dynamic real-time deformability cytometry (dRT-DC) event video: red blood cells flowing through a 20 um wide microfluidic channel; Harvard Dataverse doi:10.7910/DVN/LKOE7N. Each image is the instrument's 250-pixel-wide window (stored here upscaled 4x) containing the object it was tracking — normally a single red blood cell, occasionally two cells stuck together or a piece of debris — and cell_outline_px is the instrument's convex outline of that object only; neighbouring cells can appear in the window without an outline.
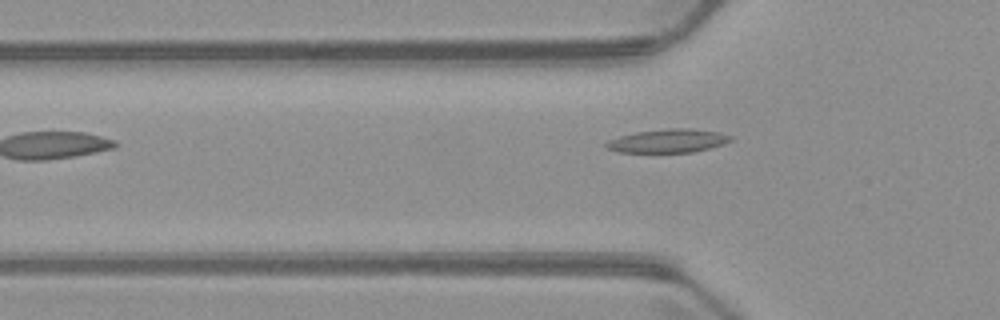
{"species": "common noctule bat (a hibernating species)", "species_latin": "Nyctalus noctula", "temperature_condition": "warm", "stored_images_in_passage": 5, "camera_frame_rate_fps": 3000, "um_per_image_px": 0.085, "animal": {"sex": "male", "body_mass_g": 23.1, "forearm_length_mm": 52.7}, "frame": {"image": 1, "passage_image": 5, "time_ms": 5.0, "image_size_px": [1000, 320], "cell_outline_px": [[736, 136], [732, 140], [724, 144], [692, 152], [616, 152], [604, 148], [604, 144], [608, 140], [620, 136], [636, 132], [668, 128], [692, 128], [720, 132]], "centroid_in_image_um": [56.8, 11.96], "position_along_channel_um": 69.0, "area_um2": 17.28}}